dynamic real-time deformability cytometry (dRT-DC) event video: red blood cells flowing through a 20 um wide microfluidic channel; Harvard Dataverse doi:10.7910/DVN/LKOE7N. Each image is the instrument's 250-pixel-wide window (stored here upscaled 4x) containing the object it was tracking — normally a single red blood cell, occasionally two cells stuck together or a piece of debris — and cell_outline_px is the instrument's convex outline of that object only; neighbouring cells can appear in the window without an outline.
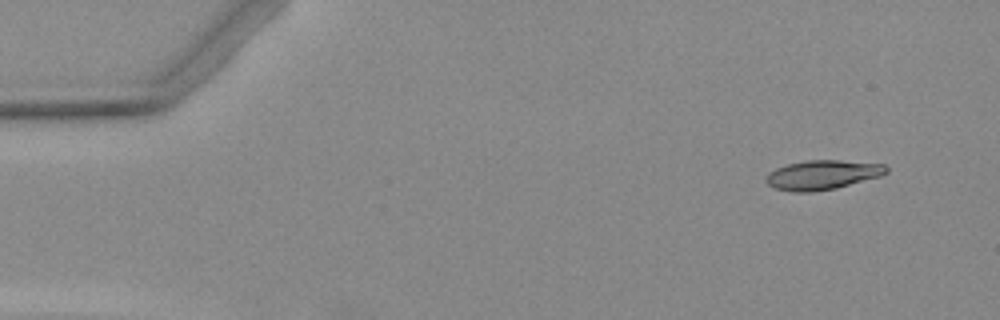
{"species": "Egyptian fruit bat (a non-hibernating species)", "species_latin": "Rousettus aegyptiacus", "temperature_condition": "warm", "stored_images_in_passage": 3, "camera_frame_rate_fps": 3000, "um_per_image_px": 0.085, "animal": {"sex": "female"}, "frame": {"image": 1, "passage_image": 1, "time_ms": 0.0, "image_size_px": [1000, 320], "cell_outline_px": [[888, 172], [880, 176], [836, 188], [812, 192], [792, 192], [776, 188], [768, 184], [768, 172], [776, 168], [788, 164], [808, 160], [840, 160], [884, 164], [888, 168]], "centroid_in_image_um": [69.93, 14.86], "position_along_channel_um": 15.1, "area_um2": 20.4}}
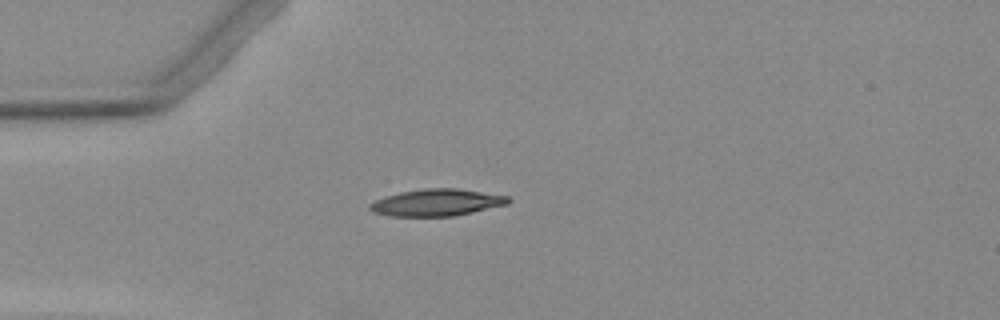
{"frame": {"image": 2, "passage_image": 3, "time_ms": 3.333, "image_size_px": [1000, 320], "cell_outline_px": [[512, 200], [508, 204], [472, 212], [452, 216], [388, 216], [372, 212], [368, 208], [368, 204], [384, 196], [400, 192], [424, 188], [456, 188], [508, 196]], "centroid_in_image_um": [37.08, 17.21], "position_along_channel_um": 47.9, "area_um2": 21.73}}